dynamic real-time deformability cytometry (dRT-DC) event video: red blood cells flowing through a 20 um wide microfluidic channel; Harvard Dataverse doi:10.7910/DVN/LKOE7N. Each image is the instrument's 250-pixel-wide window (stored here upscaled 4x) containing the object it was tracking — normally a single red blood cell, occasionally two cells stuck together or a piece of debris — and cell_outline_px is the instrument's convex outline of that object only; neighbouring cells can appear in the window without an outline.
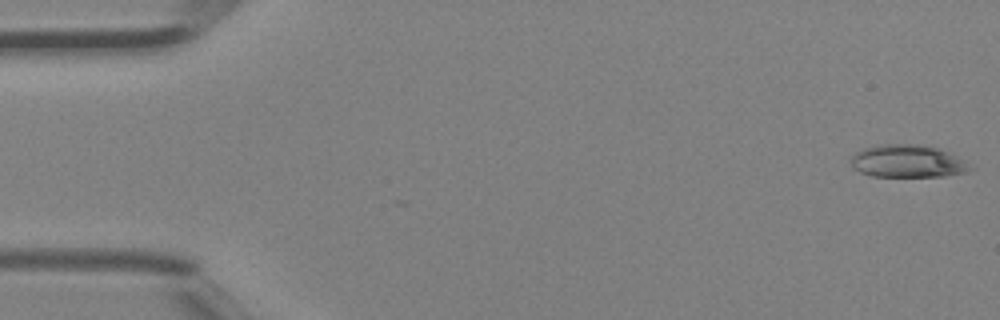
{"species": "Egyptian fruit bat (a non-hibernating species)", "species_latin": "Rousettus aegyptiacus", "temperature_condition": "room temperature", "stored_images_in_passage": 3, "camera_frame_rate_fps": 3000, "um_per_image_px": 0.085, "animal": {"sex": "female"}, "frame": {"image": 1, "passage_image": 1, "time_ms": 0.0, "image_size_px": [1000, 320], "cell_outline_px": [[976, 168], [964, 172], [944, 176], [872, 176], [860, 172], [852, 168], [852, 156], [856, 152], [864, 148], [876, 144], [916, 144], [936, 148], [948, 152], [956, 156]], "centroid_in_image_um": [77.13, 13.7], "position_along_channel_um": 7.9, "area_um2": 22.54}}